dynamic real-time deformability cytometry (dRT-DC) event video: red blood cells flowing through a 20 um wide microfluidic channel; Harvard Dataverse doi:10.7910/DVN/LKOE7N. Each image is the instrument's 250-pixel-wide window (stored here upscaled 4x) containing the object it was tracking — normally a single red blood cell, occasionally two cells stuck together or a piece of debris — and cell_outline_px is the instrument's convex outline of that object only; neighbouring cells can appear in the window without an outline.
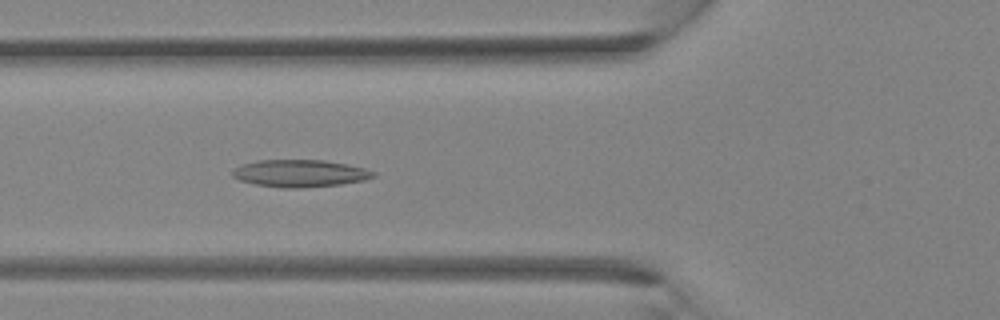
{"species": "Egyptian fruit bat (a non-hibernating species)", "species_latin": "Rousettus aegyptiacus", "temperature_condition": "room temperature", "stored_images_in_passage": 37, "camera_frame_rate_fps": 3000, "um_per_image_px": 0.085, "animal": {"sex": "female"}, "frame": {"image": 1, "passage_image": 13, "time_ms": 4.0, "image_size_px": [1000, 320], "cell_outline_px": [[376, 176], [364, 180], [340, 184], [300, 188], [284, 188], [252, 184], [240, 180], [232, 176], [232, 172], [240, 164], [256, 160], [324, 160], [348, 164], [364, 168], [376, 172]], "centroid_in_image_um": [25.48, 14.73], "position_along_channel_um": 100.3, "area_um2": 22.48}}
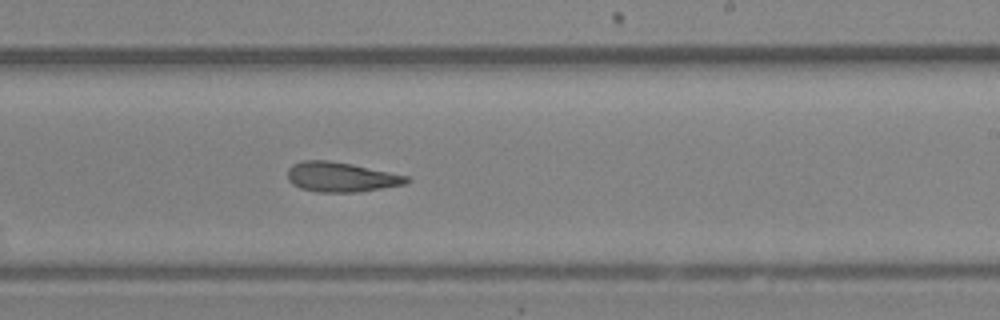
{"frame": {"image": 2, "passage_image": 22, "time_ms": 7.0, "image_size_px": [1000, 320], "cell_outline_px": [[412, 180], [404, 184], [360, 192], [316, 192], [300, 188], [292, 184], [288, 180], [288, 168], [292, 164], [300, 160], [328, 160], [352, 164], [408, 176]], "centroid_in_image_um": [28.96, 15.04], "position_along_channel_um": 260.0, "area_um2": 20.75}}
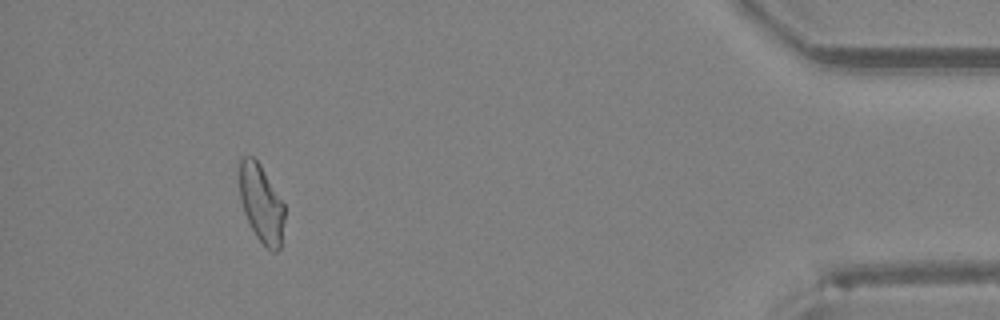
{"frame": {"image": 3, "passage_image": 34, "time_ms": 11.0, "image_size_px": [1000, 320], "cell_outline_px": [[284, 220], [280, 248], [276, 252], [272, 252], [256, 236], [244, 212], [240, 200], [240, 160], [244, 156], [252, 156], [260, 164], [284, 204]], "centroid_in_image_um": [22.21, 17.3], "position_along_channel_um": 413.0, "area_um2": 20.11}}